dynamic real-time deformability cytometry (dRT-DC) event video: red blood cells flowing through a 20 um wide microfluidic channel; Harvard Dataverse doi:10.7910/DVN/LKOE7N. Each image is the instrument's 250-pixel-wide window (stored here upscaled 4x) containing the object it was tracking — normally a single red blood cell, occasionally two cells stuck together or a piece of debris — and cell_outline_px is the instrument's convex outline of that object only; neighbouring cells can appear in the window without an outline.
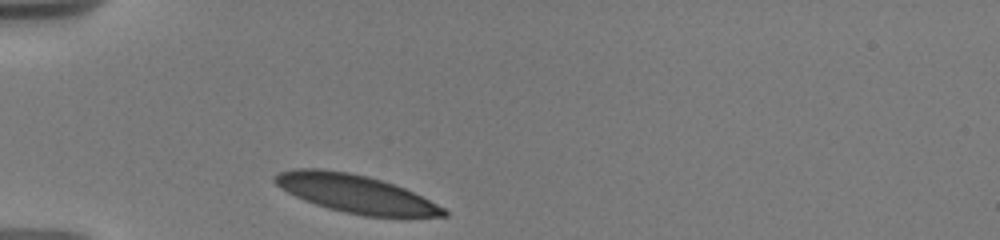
{"species": "human", "species_latin": "Homo sapiens", "temperature_condition": "warm", "stored_images_in_passage": 6, "camera_frame_rate_fps": 3000, "um_per_image_px": 0.085, "donor": {"sex": "male"}, "frame": {"image": 1, "passage_image": 1, "time_ms": 0.0, "image_size_px": [1000, 240], "cell_outline_px": [[448, 216], [364, 216], [344, 212], [328, 208], [304, 200], [280, 188], [272, 180], [272, 176], [280, 172], [300, 168], [316, 168], [348, 172], [368, 176], [404, 188], [444, 208], [448, 212]], "centroid_in_image_um": [30.17, 16.45], "position_along_channel_um": 54.8, "area_um2": 36.82}}
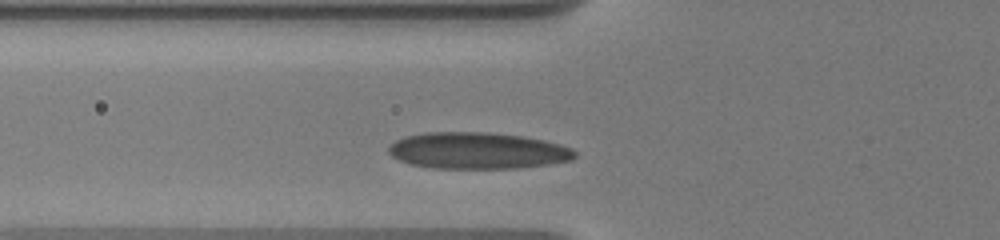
{"frame": {"image": 2, "passage_image": 5, "time_ms": 1.333, "image_size_px": [1000, 240], "cell_outline_px": [[576, 156], [572, 160], [548, 164], [516, 168], [432, 168], [412, 164], [400, 160], [392, 156], [388, 152], [388, 148], [396, 140], [408, 136], [428, 132], [484, 132], [520, 136], [544, 140], [572, 148], [576, 152]], "centroid_in_image_um": [40.61, 12.81], "position_along_channel_um": 85.2, "area_um2": 39.3}}